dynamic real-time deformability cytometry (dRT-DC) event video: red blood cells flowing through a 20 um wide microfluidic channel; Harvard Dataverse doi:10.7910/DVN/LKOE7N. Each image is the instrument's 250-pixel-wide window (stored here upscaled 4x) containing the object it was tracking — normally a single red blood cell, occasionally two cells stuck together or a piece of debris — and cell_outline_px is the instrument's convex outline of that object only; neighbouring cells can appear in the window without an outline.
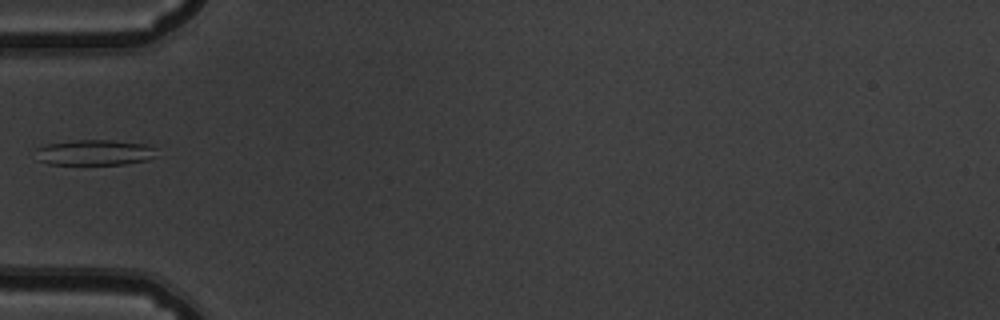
{"species": "common noctule bat (a hibernating species)", "species_latin": "Nyctalus noctula", "temperature_condition": "warm", "stored_images_in_passage": 22, "camera_frame_rate_fps": 3000, "um_per_image_px": 0.085, "animal": {"sex": "male", "body_mass_g": 19.5, "forearm_length_mm": 54.6}, "frame": {"image": 1, "passage_image": 1, "time_ms": 0.0, "image_size_px": [1000, 320], "cell_outline_px": [[156, 156], [148, 160], [124, 164], [48, 164], [40, 160], [36, 148], [44, 144], [76, 140], [112, 140], [144, 144], [156, 148]], "centroid_in_image_um": [8.07, 12.96], "position_along_channel_um": 76.9, "area_um2": 17.92}}
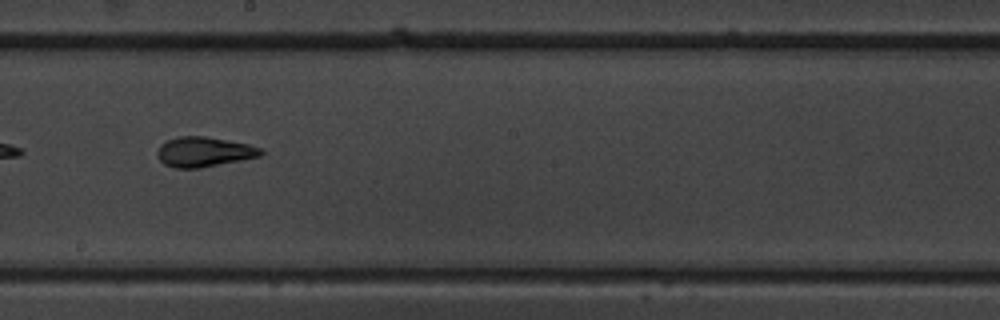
{"frame": {"image": 2, "passage_image": 13, "time_ms": 4.0, "image_size_px": [1000, 320], "cell_outline_px": [[264, 152], [260, 156], [200, 168], [176, 168], [164, 164], [156, 156], [156, 152], [160, 144], [168, 140], [180, 136], [204, 136], [248, 144], [264, 148]], "centroid_in_image_um": [17.33, 12.91], "position_along_channel_um": 230.9, "area_um2": 18.03}}
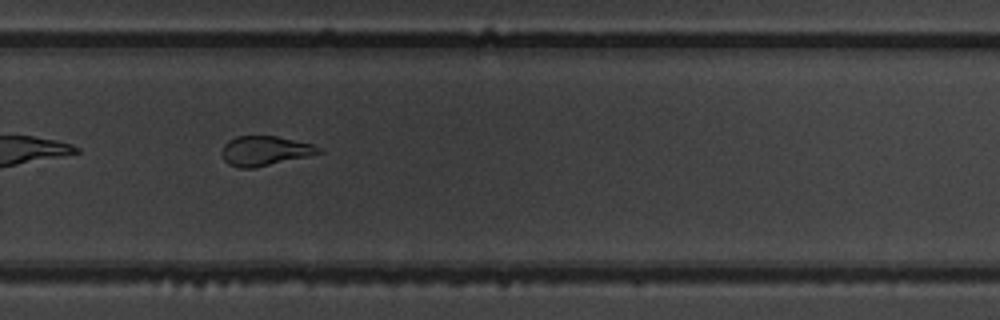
{"frame": {"image": 3, "passage_image": 19, "time_ms": 6.0, "image_size_px": [1000, 320], "cell_outline_px": [[324, 152], [308, 156], [256, 168], [240, 168], [228, 164], [224, 160], [224, 144], [228, 140], [236, 136], [276, 136], [312, 144], [320, 148]], "centroid_in_image_um": [22.53, 12.82], "position_along_channel_um": 307.3, "area_um2": 16.59}}